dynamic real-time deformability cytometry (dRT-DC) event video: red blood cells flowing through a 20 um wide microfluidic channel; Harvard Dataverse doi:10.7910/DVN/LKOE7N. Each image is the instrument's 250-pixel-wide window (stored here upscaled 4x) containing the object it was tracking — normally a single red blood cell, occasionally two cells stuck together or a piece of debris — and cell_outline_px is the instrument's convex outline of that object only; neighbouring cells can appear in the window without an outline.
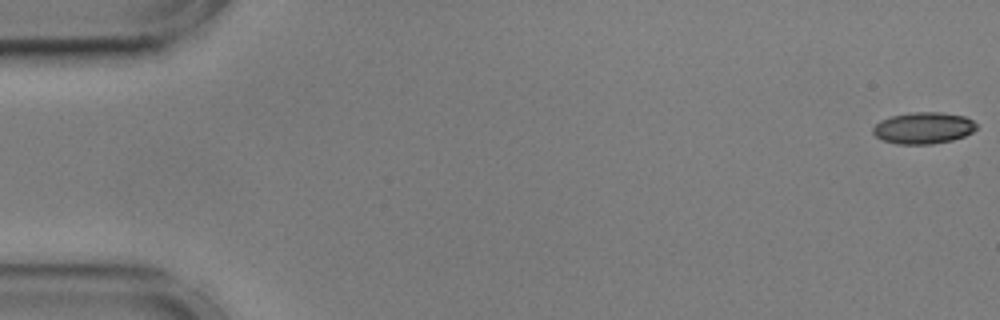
{"species": "common noctule bat (a hibernating species)", "species_latin": "Nyctalus noctula", "temperature_condition": "cold", "stored_images_in_passage": 56, "camera_frame_rate_fps": 3000, "um_per_image_px": 0.085, "animal": {"sex": "male", "body_mass_g": 17.9, "forearm_length_mm": 54.2}, "frame": {"image": 1, "passage_image": 1, "time_ms": 0.0, "image_size_px": [1000, 320], "cell_outline_px": [[976, 128], [972, 132], [964, 136], [952, 140], [932, 144], [896, 144], [884, 140], [876, 136], [872, 132], [872, 128], [880, 120], [892, 116], [912, 112], [940, 112], [964, 116], [972, 120], [976, 124]], "centroid_in_image_um": [78.48, 10.88], "position_along_channel_um": 6.5, "area_um2": 18.96}}
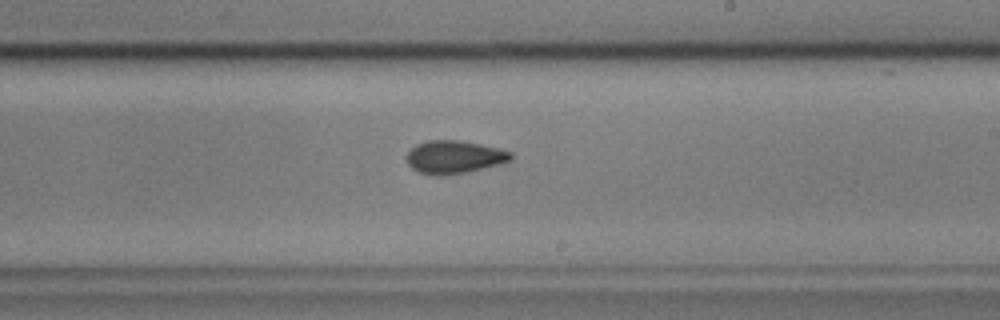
{"frame": {"image": 2, "passage_image": 33, "time_ms": 10.667, "image_size_px": [1000, 320], "cell_outline_px": [[512, 160], [504, 164], [464, 172], [440, 176], [436, 176], [420, 172], [412, 168], [408, 164], [408, 152], [416, 144], [428, 140], [460, 140], [480, 144], [512, 152]], "centroid_in_image_um": [38.64, 13.35], "position_along_channel_um": 250.4, "area_um2": 19.94}}
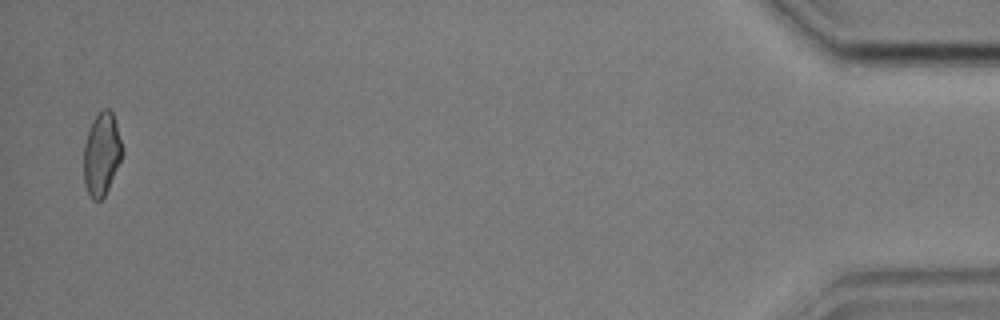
{"frame": {"image": 3, "passage_image": 55, "time_ms": 18.0, "image_size_px": [1000, 320], "cell_outline_px": [[124, 152], [108, 188], [104, 196], [100, 200], [92, 200], [84, 184], [84, 144], [92, 120], [104, 108], [108, 108], [112, 112], [116, 124]], "centroid_in_image_um": [8.63, 13.1], "position_along_channel_um": 426.6, "area_um2": 18.38}, "authors_computed_cell_mechanics": {"area_um2": 19.5364, "velocity_mm_per_s": 3.5921, "shape_relaxation_time_tau1_ms": 3.9863, "shape_relaxation_time_tau2_ms": 2.159, "deformation_change_tau1": 0.1017, "deformation_change_tau2": 0.0715}}